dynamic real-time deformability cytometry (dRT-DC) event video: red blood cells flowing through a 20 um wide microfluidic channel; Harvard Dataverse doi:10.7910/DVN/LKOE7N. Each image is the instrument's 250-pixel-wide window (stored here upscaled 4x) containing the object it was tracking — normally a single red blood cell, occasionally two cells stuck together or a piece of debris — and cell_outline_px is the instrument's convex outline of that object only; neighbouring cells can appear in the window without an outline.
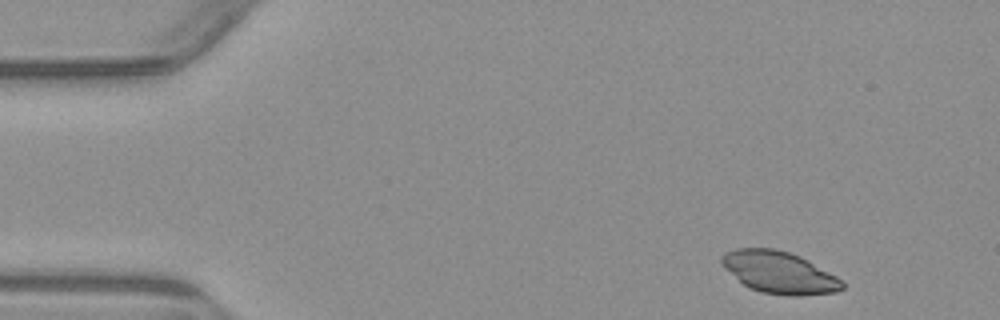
{"species": "common noctule bat (a hibernating species)", "species_latin": "Nyctalus noctula", "temperature_condition": "warm", "stored_images_in_passage": 4, "segment_of_instrument_passage": [1, 2], "camera_frame_rate_fps": 3000, "um_per_image_px": 0.085, "animal": {"sex": "male", "body_mass_g": 23.1, "forearm_length_mm": 52.7}, "frame": {"image": 1, "passage_image": 1, "time_ms": 0.0, "image_size_px": [1000, 320], "cell_outline_px": [[844, 288], [836, 292], [800, 296], [788, 296], [760, 292], [748, 288], [724, 268], [720, 264], [720, 256], [724, 252], [736, 248], [772, 248], [788, 252], [800, 256], [808, 260], [836, 276], [844, 284]], "centroid_in_image_um": [66.19, 23.16], "position_along_channel_um": 18.8, "area_um2": 29.65}}